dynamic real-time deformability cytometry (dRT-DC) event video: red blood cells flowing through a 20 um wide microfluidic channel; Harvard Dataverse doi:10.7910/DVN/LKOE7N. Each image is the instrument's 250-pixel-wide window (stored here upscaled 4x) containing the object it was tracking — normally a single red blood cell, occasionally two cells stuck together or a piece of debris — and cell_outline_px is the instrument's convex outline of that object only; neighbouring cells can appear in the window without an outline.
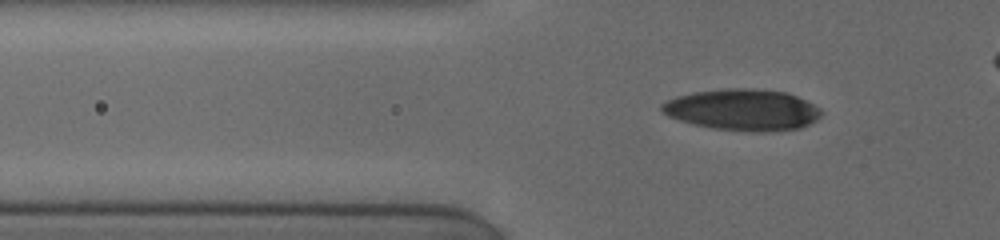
{"species": "human", "species_latin": "Homo sapiens", "temperature_condition": "cold", "stored_images_in_passage": 70, "camera_frame_rate_fps": 3000, "um_per_image_px": 0.085, "donor": {"sex": "female"}, "frame": {"image": 1, "passage_image": 24, "time_ms": 5.0, "image_size_px": [1000, 240], "cell_outline_px": [[824, 112], [816, 120], [800, 128], [712, 128], [680, 120], [668, 116], [660, 108], [660, 104], [676, 96], [692, 92], [728, 88], [748, 88], [788, 92], [820, 108]], "centroid_in_image_um": [63.08, 9.26], "position_along_channel_um": 62.7, "area_um2": 36.93}}
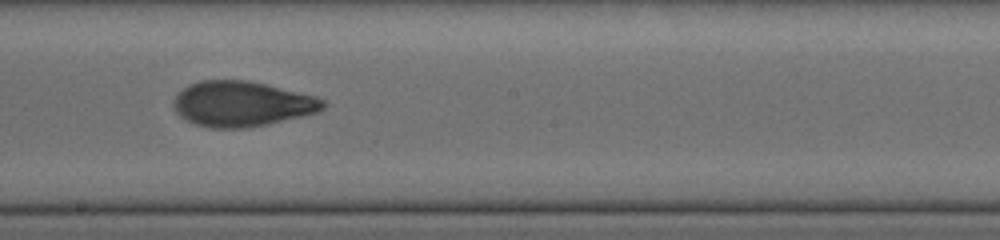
{"frame": {"image": 2, "passage_image": 41, "time_ms": 9.667, "image_size_px": [1000, 240], "cell_outline_px": [[324, 108], [320, 112], [268, 124], [248, 128], [212, 128], [196, 124], [180, 116], [176, 112], [172, 104], [172, 100], [188, 84], [200, 80], [248, 80], [316, 96], [324, 100]], "centroid_in_image_um": [20.56, 8.83], "position_along_channel_um": 227.6, "area_um2": 39.48}}
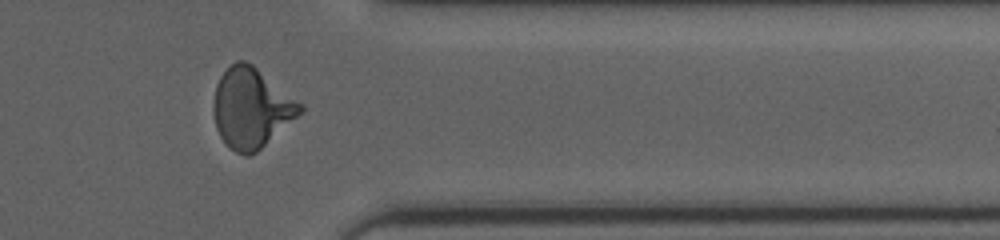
{"frame": {"image": 3, "passage_image": 61, "time_ms": 14.0, "image_size_px": [1000, 240], "cell_outline_px": [[304, 108], [296, 116], [256, 152], [248, 156], [244, 156], [236, 152], [220, 136], [216, 128], [212, 108], [212, 104], [216, 84], [220, 76], [236, 60], [244, 60], [252, 64], [304, 104]], "centroid_in_image_um": [21.33, 9.15], "position_along_channel_um": 390.1, "area_um2": 39.88}}